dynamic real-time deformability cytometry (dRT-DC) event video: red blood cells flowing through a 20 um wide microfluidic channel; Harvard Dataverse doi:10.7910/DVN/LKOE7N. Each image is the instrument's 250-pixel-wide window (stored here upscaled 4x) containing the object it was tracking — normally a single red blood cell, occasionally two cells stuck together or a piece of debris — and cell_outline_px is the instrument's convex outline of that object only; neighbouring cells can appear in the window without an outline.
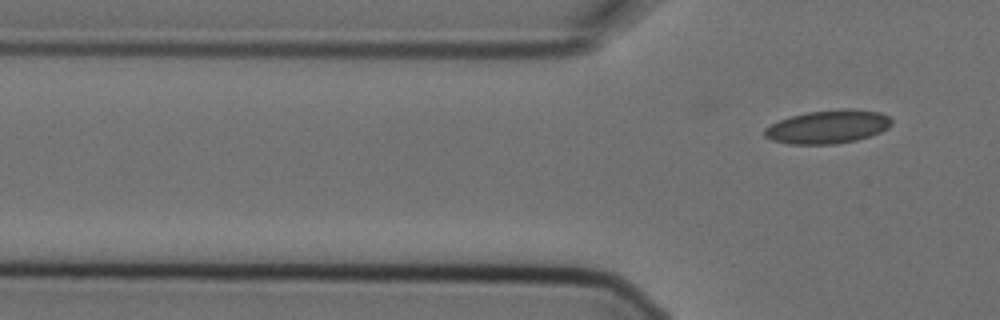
{"species": "Egyptian fruit bat (a non-hibernating species)", "species_latin": "Rousettus aegyptiacus", "temperature_condition": "cold", "stored_images_in_passage": 7, "segment_of_instrument_passage": [2, 2], "camera_frame_rate_fps": 3000, "um_per_image_px": 0.085, "animal": {"sex": "female"}, "frame": {"image": 1, "passage_image": 7, "time_ms": 2.0, "image_size_px": [1000, 320], "cell_outline_px": [[892, 124], [888, 128], [880, 132], [856, 140], [836, 144], [788, 144], [772, 140], [764, 136], [764, 128], [780, 120], [792, 116], [808, 112], [844, 108], [848, 108], [880, 112], [888, 116], [892, 120]], "centroid_in_image_um": [70.38, 10.77], "position_along_channel_um": 55.4, "area_um2": 24.68}}